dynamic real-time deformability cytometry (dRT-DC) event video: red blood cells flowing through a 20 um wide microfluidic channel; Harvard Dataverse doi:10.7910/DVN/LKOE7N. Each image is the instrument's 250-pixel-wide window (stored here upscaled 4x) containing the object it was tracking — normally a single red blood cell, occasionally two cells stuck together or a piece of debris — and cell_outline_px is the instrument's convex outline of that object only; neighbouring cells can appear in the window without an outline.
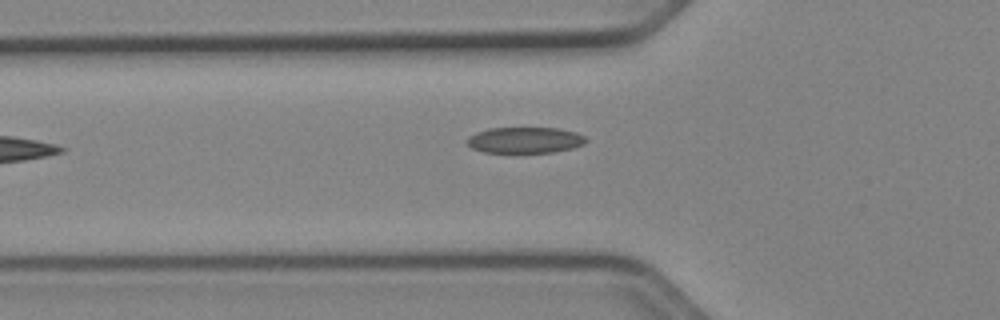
{"species": "Egyptian fruit bat (a non-hibernating species)", "species_latin": "Rousettus aegyptiacus", "temperature_condition": "cold", "stored_images_in_passage": 22, "camera_frame_rate_fps": 3000, "um_per_image_px": 0.085, "animal": {"sex": "female"}, "frame": {"image": 1, "passage_image": 2, "time_ms": 0.333, "image_size_px": [1000, 320], "cell_outline_px": [[588, 140], [584, 144], [572, 148], [552, 152], [484, 152], [472, 148], [464, 140], [468, 136], [476, 132], [488, 128], [560, 128], [576, 132], [584, 136]], "centroid_in_image_um": [44.6, 11.9], "position_along_channel_um": 81.2, "area_um2": 18.09}}
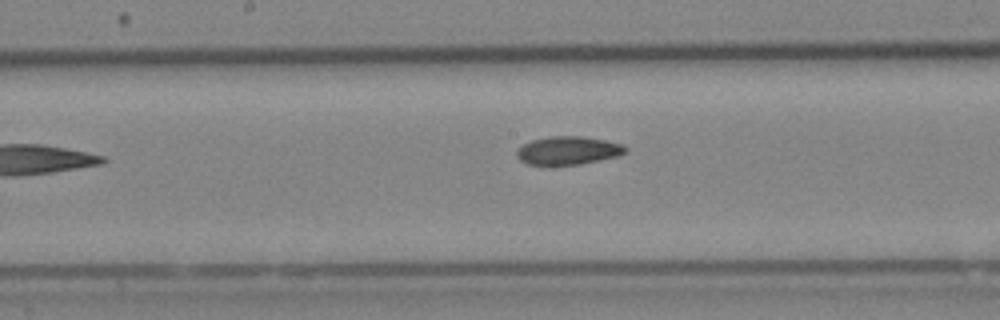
{"frame": {"image": 2, "passage_image": 11, "time_ms": 3.333, "image_size_px": [1000, 320], "cell_outline_px": [[628, 152], [616, 156], [580, 164], [528, 164], [520, 160], [516, 156], [516, 152], [524, 144], [532, 140], [548, 136], [580, 136], [604, 140], [624, 144], [628, 148]], "centroid_in_image_um": [48.32, 12.78], "position_along_channel_um": 199.9, "area_um2": 17.69}}
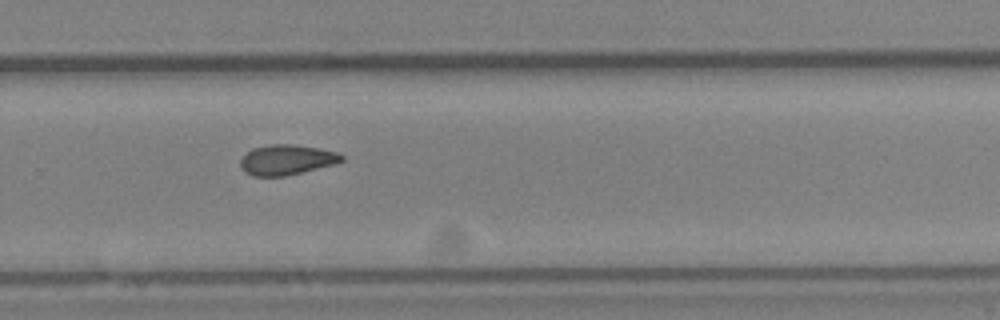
{"frame": {"image": 3, "passage_image": 19, "time_ms": 6.0, "image_size_px": [1000, 320], "cell_outline_px": [[344, 160], [336, 164], [284, 176], [252, 176], [244, 172], [240, 168], [240, 160], [252, 148], [272, 144], [292, 144], [320, 148], [336, 152], [344, 156]], "centroid_in_image_um": [24.36, 13.58], "position_along_channel_um": 305.4, "area_um2": 17.86}}